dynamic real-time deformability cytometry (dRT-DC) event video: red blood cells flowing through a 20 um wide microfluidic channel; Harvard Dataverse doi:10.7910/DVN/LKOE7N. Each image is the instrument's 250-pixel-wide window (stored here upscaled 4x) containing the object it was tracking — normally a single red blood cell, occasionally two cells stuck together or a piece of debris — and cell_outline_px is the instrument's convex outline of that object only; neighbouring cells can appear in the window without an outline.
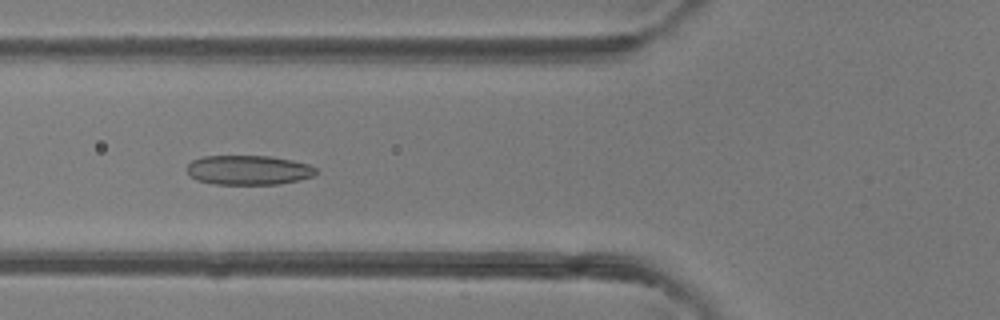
{"species": "common noctule bat (a hibernating species)", "species_latin": "Nyctalus noctula", "temperature_condition": "room temperature", "stored_images_in_passage": 44, "camera_frame_rate_fps": 3000, "um_per_image_px": 0.085, "animal": {"sex": "female"}, "frame": {"image": 1, "passage_image": 14, "time_ms": 4.333, "image_size_px": [1000, 320], "cell_outline_px": [[316, 172], [312, 176], [296, 180], [276, 184], [216, 184], [196, 180], [188, 172], [188, 164], [192, 160], [204, 156], [272, 156], [292, 160], [308, 164], [316, 168]], "centroid_in_image_um": [21.11, 14.44], "position_along_channel_um": 104.7, "area_um2": 21.96}}
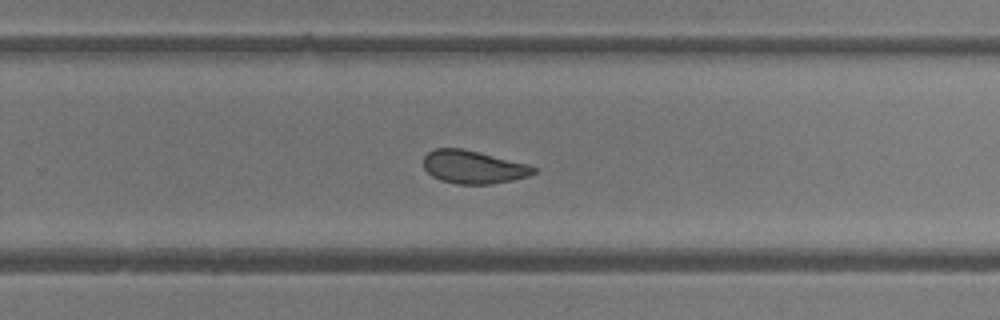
{"frame": {"image": 2, "passage_image": 27, "time_ms": 8.667, "image_size_px": [1000, 320], "cell_outline_px": [[536, 172], [528, 176], [512, 180], [492, 184], [456, 184], [440, 180], [432, 176], [424, 168], [424, 156], [428, 152], [436, 148], [460, 148], [528, 164], [536, 168]], "centroid_in_image_um": [40.21, 14.21], "position_along_channel_um": 289.6, "area_um2": 21.04}}
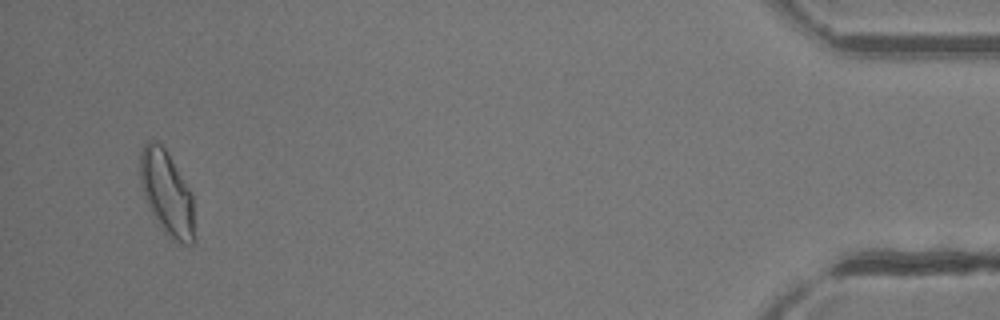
{"frame": {"image": 3, "passage_image": 42, "time_ms": 13.667, "image_size_px": [1000, 320], "cell_outline_px": [[192, 244], [184, 244], [172, 240], [164, 232], [152, 212], [144, 196], [140, 184], [140, 152], [144, 144], [148, 140], [152, 140], [160, 144], [164, 148], [192, 192]], "centroid_in_image_um": [14.14, 16.37], "position_along_channel_um": 421.1, "area_um2": 26.01}, "authors_computed_cell_mechanics": {"area_um2": 23.12, "velocity_mm_per_s": 4.2618, "shape_relaxation_time_tau1_ms": 4.4193, "shape_relaxation_time_tau2_ms": 2.0524, "deformation_change_tau1": 0.1196, "deformation_change_tau2": 0.0829}}